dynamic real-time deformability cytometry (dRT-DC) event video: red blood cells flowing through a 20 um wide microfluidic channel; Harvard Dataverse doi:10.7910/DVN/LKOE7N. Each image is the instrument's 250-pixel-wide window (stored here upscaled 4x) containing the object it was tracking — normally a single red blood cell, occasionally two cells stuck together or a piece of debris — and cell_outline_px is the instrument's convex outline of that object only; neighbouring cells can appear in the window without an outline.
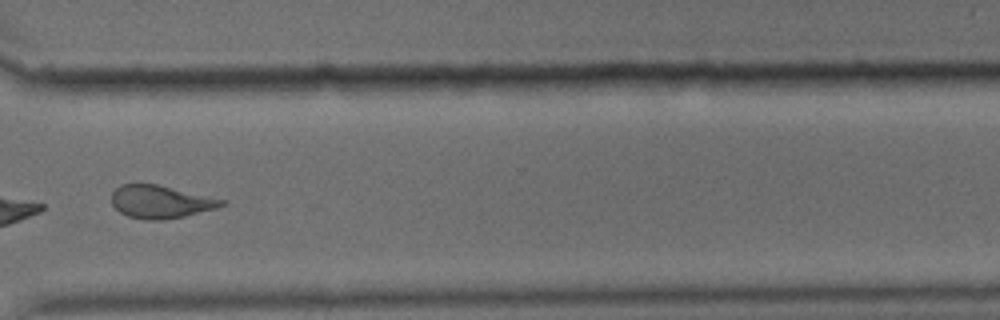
{"species": "common noctule bat (a hibernating species)", "species_latin": "Nyctalus noctula", "temperature_condition": "cold", "stored_images_in_passage": 10, "camera_frame_rate_fps": 3000, "um_per_image_px": 0.085, "animal": {"sex": "male", "body_mass_g": 15.6}, "frame": {"image": 1, "passage_image": 10, "time_ms": 3.0, "image_size_px": [1000, 320], "cell_outline_px": [[228, 204], [216, 208], [184, 216], [164, 220], [144, 220], [128, 216], [120, 212], [112, 204], [112, 192], [120, 184], [156, 184], [228, 200]], "centroid_in_image_um": [13.68, 17.15], "position_along_channel_um": 356.9, "area_um2": 21.15}}